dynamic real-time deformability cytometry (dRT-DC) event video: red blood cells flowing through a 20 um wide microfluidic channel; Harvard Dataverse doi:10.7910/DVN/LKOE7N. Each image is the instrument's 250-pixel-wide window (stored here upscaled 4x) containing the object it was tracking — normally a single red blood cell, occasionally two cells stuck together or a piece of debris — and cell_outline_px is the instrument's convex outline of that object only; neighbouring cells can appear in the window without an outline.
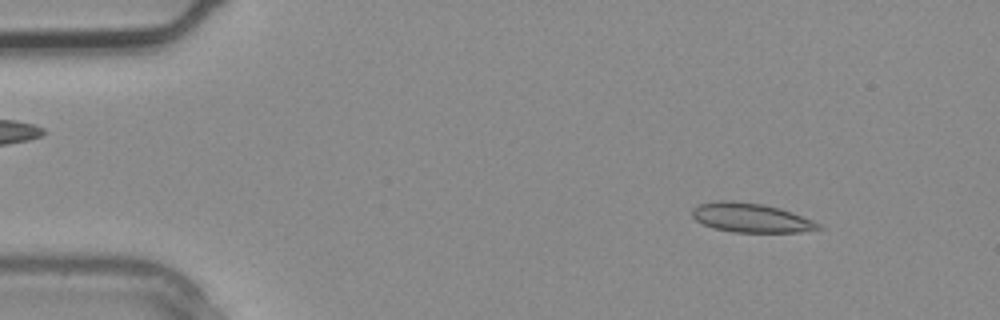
{"species": "common noctule bat (a hibernating species)", "species_latin": "Nyctalus noctula", "temperature_condition": "warm", "stored_images_in_passage": 3, "camera_frame_rate_fps": 3000, "um_per_image_px": 0.085, "animal": {"sex": "male", "body_mass_g": 20.4}, "frame": {"image": 1, "passage_image": 2, "time_ms": 0.333, "image_size_px": [1000, 320], "cell_outline_px": [[824, 228], [800, 232], [732, 232], [712, 228], [696, 220], [692, 216], [692, 208], [696, 204], [716, 200], [732, 200], [764, 204], [780, 208], [792, 212], [812, 220], [820, 224]], "centroid_in_image_um": [63.79, 18.5], "position_along_channel_um": 21.2, "area_um2": 21.73}}